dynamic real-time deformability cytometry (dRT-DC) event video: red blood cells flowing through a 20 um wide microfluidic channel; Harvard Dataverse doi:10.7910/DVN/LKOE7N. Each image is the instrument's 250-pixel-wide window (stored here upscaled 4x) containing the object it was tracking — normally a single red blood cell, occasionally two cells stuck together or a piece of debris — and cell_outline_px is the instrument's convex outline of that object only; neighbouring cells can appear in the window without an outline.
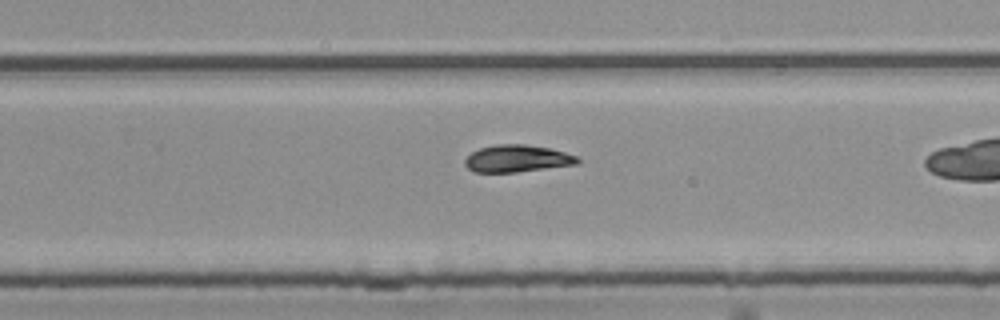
{"species": "common noctule bat (a hibernating species)", "species_latin": "Nyctalus noctula", "temperature_condition": "room temperature", "stored_images_in_passage": 35, "segment_of_instrument_passage": [2, 3], "camera_frame_rate_fps": 3000, "um_per_image_px": 0.085, "animal": {"sex": "female", "body_mass_g": 25.1}, "frame": {"image": 1, "passage_image": 15, "time_ms": 4.667, "image_size_px": [1000, 320], "cell_outline_px": [[580, 160], [576, 164], [516, 172], [472, 172], [464, 164], [464, 160], [472, 152], [480, 148], [496, 144], [524, 144], [548, 148], [564, 152], [576, 156]], "centroid_in_image_um": [43.91, 13.48], "position_along_channel_um": 285.9, "area_um2": 17.63}}